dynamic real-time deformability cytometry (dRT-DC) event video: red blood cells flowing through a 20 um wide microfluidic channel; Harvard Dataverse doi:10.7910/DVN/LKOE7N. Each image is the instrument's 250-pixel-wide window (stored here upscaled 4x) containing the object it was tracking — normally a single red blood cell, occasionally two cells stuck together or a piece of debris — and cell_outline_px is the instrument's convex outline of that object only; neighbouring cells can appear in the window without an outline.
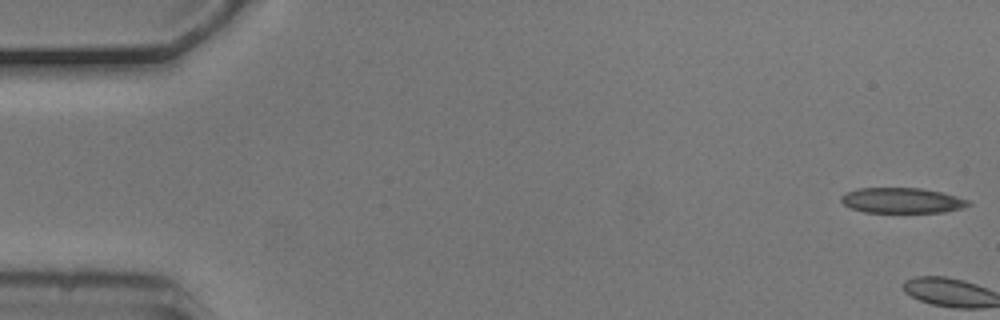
{"species": "common noctule bat (a hibernating species)", "species_latin": "Nyctalus noctula", "temperature_condition": "cold", "stored_images_in_passage": 7, "camera_frame_rate_fps": 3000, "um_per_image_px": 0.085, "animal": {"sex": "male", "body_mass_g": 20.5, "forearm_length_mm": 52.5}, "frame": {"image": 1, "passage_image": 1, "time_ms": 0.0, "image_size_px": [1000, 320], "cell_outline_px": [[972, 204], [960, 208], [944, 212], [864, 212], [852, 208], [844, 204], [840, 200], [840, 196], [844, 192], [856, 188], [920, 188], [940, 192], [956, 196], [968, 200]], "centroid_in_image_um": [76.62, 17.03], "position_along_channel_um": 8.4, "area_um2": 18.73}}
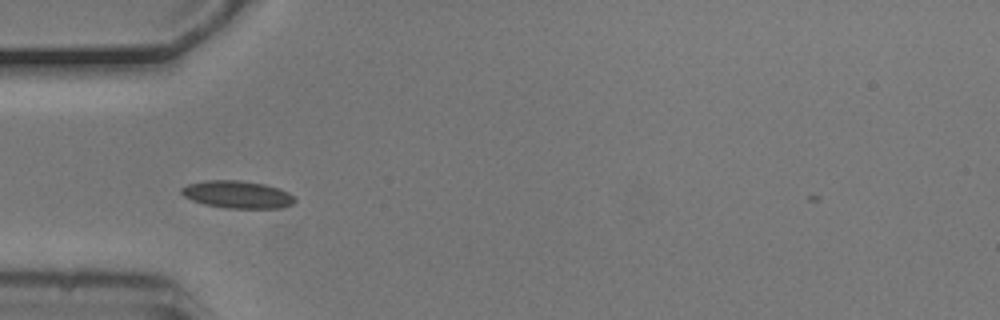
{"frame": {"image": 2, "passage_image": 6, "time_ms": 1.667, "image_size_px": [1000, 320], "cell_outline_px": [[296, 200], [292, 204], [280, 208], [224, 208], [204, 204], [192, 200], [184, 196], [180, 192], [180, 188], [188, 184], [204, 180], [236, 180], [264, 184], [280, 188], [288, 192]], "centroid_in_image_um": [20.15, 16.53], "position_along_channel_um": 64.8, "area_um2": 18.15}}